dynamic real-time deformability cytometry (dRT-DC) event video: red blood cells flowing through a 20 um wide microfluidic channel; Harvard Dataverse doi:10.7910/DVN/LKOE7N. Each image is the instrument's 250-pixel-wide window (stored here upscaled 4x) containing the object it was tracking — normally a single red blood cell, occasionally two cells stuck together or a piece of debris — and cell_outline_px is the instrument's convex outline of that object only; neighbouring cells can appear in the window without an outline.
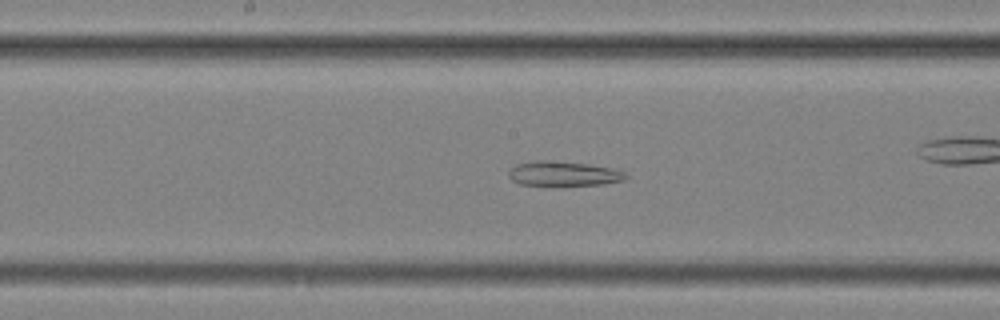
{"species": "common noctule bat (a hibernating species)", "species_latin": "Nyctalus noctula", "temperature_condition": "cold", "stored_images_in_passage": 59, "segment_of_instrument_passage": [2, 2], "camera_frame_rate_fps": 3000, "um_per_image_px": 0.085, "animal": {"sex": "female", "body_mass_g": 25.1}, "frame": {"image": 1, "passage_image": 31, "time_ms": 10.0, "image_size_px": [1000, 320], "cell_outline_px": [[628, 176], [624, 180], [604, 184], [552, 188], [520, 184], [512, 180], [508, 176], [508, 172], [516, 164], [536, 160], [544, 160], [588, 164], [612, 168], [624, 172]], "centroid_in_image_um": [47.87, 14.81], "position_along_channel_um": 200.3, "area_um2": 17.57}}
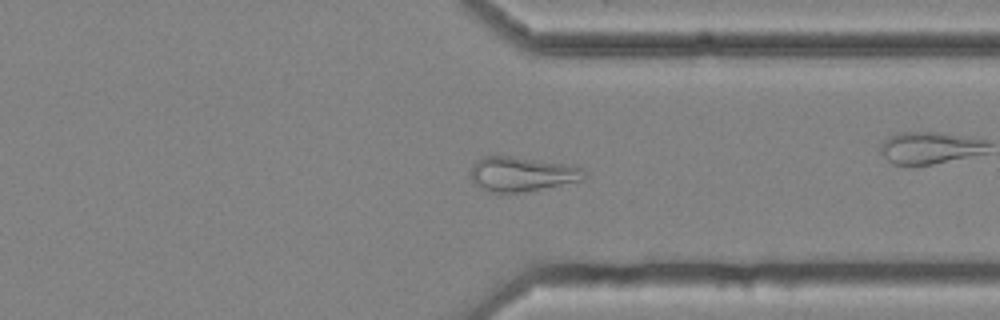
{"frame": {"image": 2, "passage_image": 45, "time_ms": 14.667, "image_size_px": [1000, 320], "cell_outline_px": [[588, 176], [584, 180], [524, 192], [488, 192], [476, 184], [472, 180], [472, 164], [476, 160], [484, 156], [512, 156], [576, 164], [584, 168]], "centroid_in_image_um": [44.46, 14.77], "position_along_channel_um": 366.9, "area_um2": 23.35}}
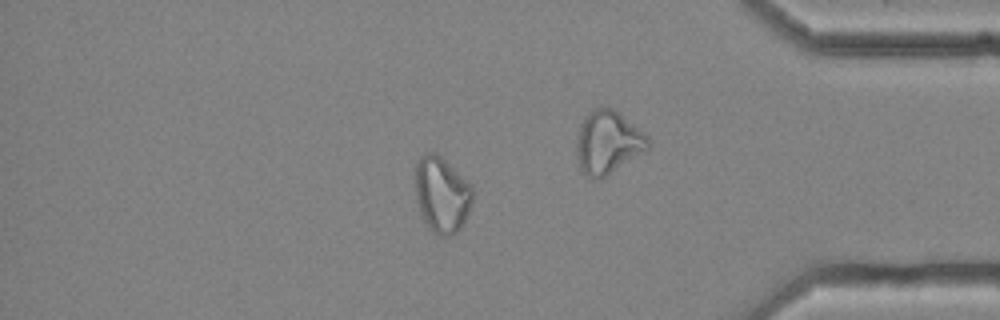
{"frame": {"image": 3, "passage_image": 50, "time_ms": 16.333, "image_size_px": [1000, 320], "cell_outline_px": [[472, 200], [468, 212], [460, 228], [456, 232], [448, 236], [436, 236], [428, 228], [420, 212], [416, 200], [416, 164], [420, 156], [428, 152], [436, 152], [472, 188]], "centroid_in_image_um": [37.51, 16.58], "position_along_channel_um": 397.7, "area_um2": 24.85}}